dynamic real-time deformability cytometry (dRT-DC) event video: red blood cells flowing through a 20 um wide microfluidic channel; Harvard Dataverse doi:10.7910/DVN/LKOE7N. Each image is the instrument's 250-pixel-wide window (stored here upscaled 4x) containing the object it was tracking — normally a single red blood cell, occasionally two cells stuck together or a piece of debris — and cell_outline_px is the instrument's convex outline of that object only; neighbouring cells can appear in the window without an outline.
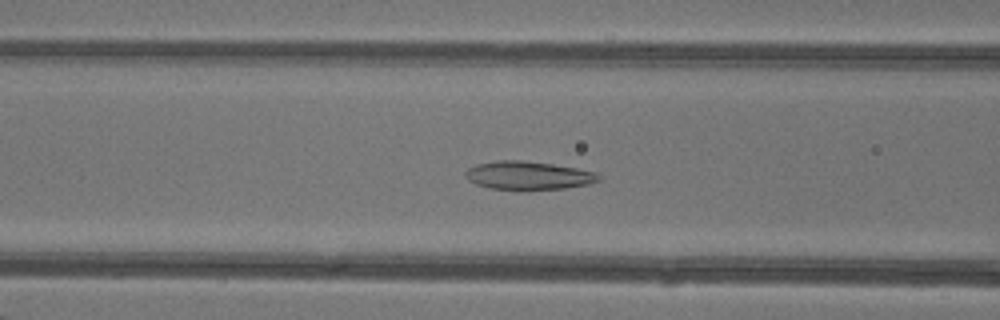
{"species": "common noctule bat (a hibernating species)", "species_latin": "Nyctalus noctula", "temperature_condition": "warm", "stored_images_in_passage": 48, "camera_frame_rate_fps": 3000, "um_per_image_px": 0.085, "animal": {"sex": "female"}, "frame": {"image": 1, "passage_image": 20, "time_ms": 6.333, "image_size_px": [1000, 320], "cell_outline_px": [[604, 176], [600, 180], [588, 184], [564, 188], [488, 188], [476, 184], [468, 180], [464, 176], [464, 172], [468, 168], [476, 164], [496, 160], [520, 160], [552, 164], [576, 168], [596, 172]], "centroid_in_image_um": [44.9, 14.89], "position_along_channel_um": 121.7, "area_um2": 21.68}}
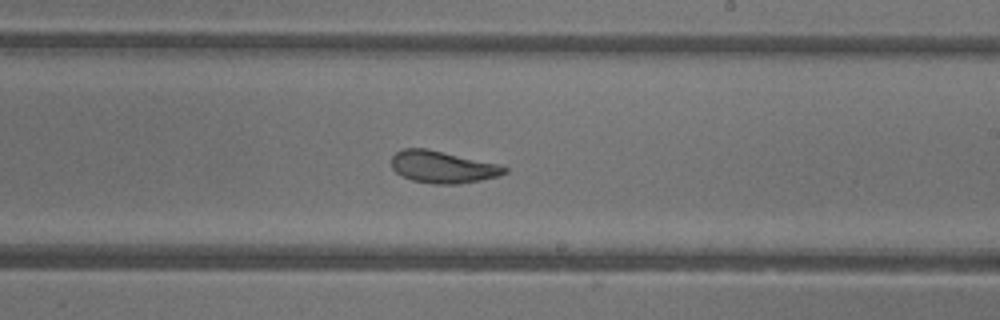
{"frame": {"image": 2, "passage_image": 29, "time_ms": 9.333, "image_size_px": [1000, 320], "cell_outline_px": [[508, 172], [500, 176], [460, 184], [432, 184], [412, 180], [396, 172], [392, 168], [392, 156], [396, 152], [404, 148], [428, 148], [500, 164], [508, 168]], "centroid_in_image_um": [37.66, 14.19], "position_along_channel_um": 251.3, "area_um2": 21.33}}
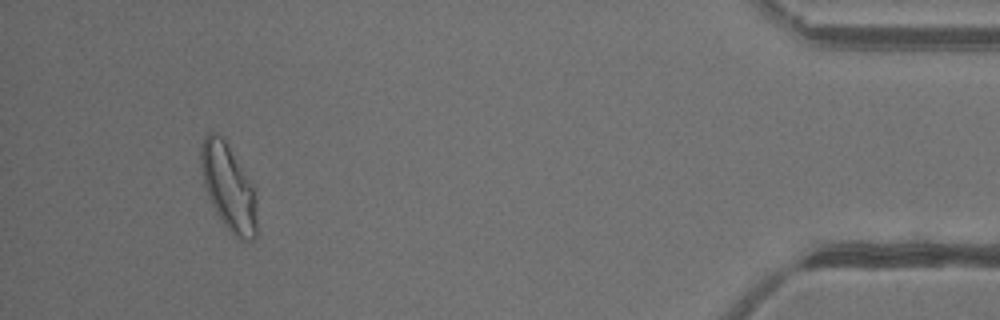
{"frame": {"image": 3, "passage_image": 45, "time_ms": 14.667, "image_size_px": [1000, 320], "cell_outline_px": [[256, 240], [244, 244], [224, 224], [216, 212], [208, 196], [204, 184], [200, 168], [200, 144], [204, 136], [208, 132], [216, 132], [228, 144], [252, 184], [256, 196]], "centroid_in_image_um": [19.42, 15.93], "position_along_channel_um": 415.8, "area_um2": 28.32}, "authors_computed_cell_mechanics": {"area_um2": 24.4205, "velocity_mm_per_s": 4.3335, "shape_relaxation_time_tau1_ms": 11.2619, "shape_relaxation_time_tau2_ms": 1.6388, "deformation_change_tau1": 0.2948, "deformation_change_tau2": 0.0767}}